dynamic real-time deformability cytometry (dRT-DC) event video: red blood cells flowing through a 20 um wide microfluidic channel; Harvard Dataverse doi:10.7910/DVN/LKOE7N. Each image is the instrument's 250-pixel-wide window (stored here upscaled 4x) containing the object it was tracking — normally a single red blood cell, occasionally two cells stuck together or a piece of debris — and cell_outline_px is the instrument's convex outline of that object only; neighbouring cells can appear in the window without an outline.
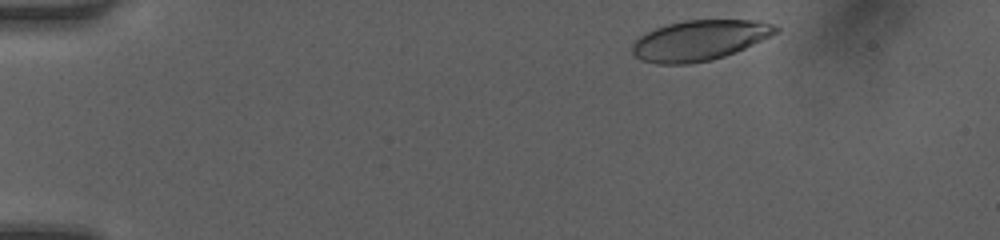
{"species": "human", "species_latin": "Homo sapiens", "temperature_condition": "room temperature", "stored_images_in_passage": 4, "camera_frame_rate_fps": 3000, "um_per_image_px": 0.085, "donor": {"sex": "female"}, "frame": {"image": 1, "passage_image": 1, "time_ms": 0.0, "image_size_px": [1000, 240], "cell_outline_px": [[780, 32], [744, 48], [724, 56], [712, 60], [688, 64], [656, 64], [640, 60], [632, 52], [632, 44], [640, 36], [656, 28], [668, 24], [684, 20], [760, 20], [772, 24], [780, 28]], "centroid_in_image_um": [59.47, 3.43], "position_along_channel_um": 25.5, "area_um2": 33.7}}
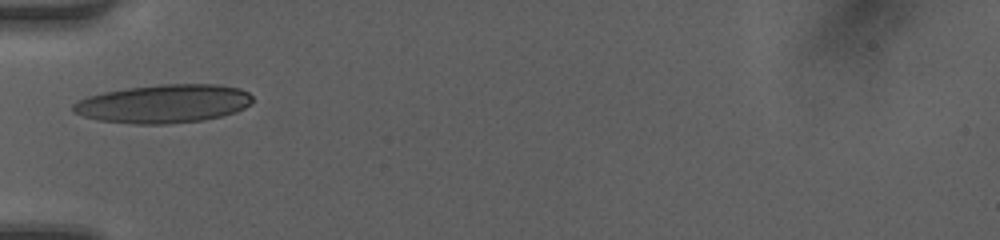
{"frame": {"image": 2, "passage_image": 4, "time_ms": 1.0, "image_size_px": [1000, 240], "cell_outline_px": [[252, 104], [236, 112], [204, 120], [164, 124], [136, 124], [100, 120], [84, 116], [72, 112], [72, 104], [76, 100], [88, 96], [104, 92], [128, 88], [160, 84], [216, 84], [240, 88], [248, 92], [252, 96]], "centroid_in_image_um": [13.91, 8.81], "position_along_channel_um": 71.1, "area_um2": 40.29}}